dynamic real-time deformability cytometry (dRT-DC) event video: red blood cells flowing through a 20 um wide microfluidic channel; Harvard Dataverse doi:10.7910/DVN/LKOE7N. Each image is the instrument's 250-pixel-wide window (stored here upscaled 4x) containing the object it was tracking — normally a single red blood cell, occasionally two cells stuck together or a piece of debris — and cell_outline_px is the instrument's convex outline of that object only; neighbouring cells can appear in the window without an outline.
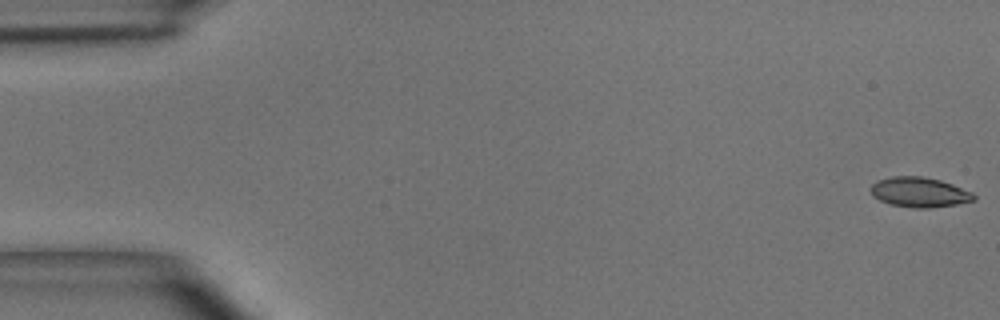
{"species": "common noctule bat (a hibernating species)", "species_latin": "Nyctalus noctula", "temperature_condition": "room temperature", "stored_images_in_passage": 8, "camera_frame_rate_fps": 3000, "um_per_image_px": 0.085, "animal": {"sex": "male", "body_mass_g": 15.6}, "frame": {"image": 1, "passage_image": 1, "time_ms": 0.0, "image_size_px": [1000, 320], "cell_outline_px": [[976, 200], [956, 204], [928, 208], [912, 208], [892, 204], [880, 200], [872, 196], [868, 188], [876, 180], [892, 176], [924, 176], [940, 180], [952, 184], [972, 192], [976, 196]], "centroid_in_image_um": [78.12, 16.33], "position_along_channel_um": 6.9, "area_um2": 18.15}}
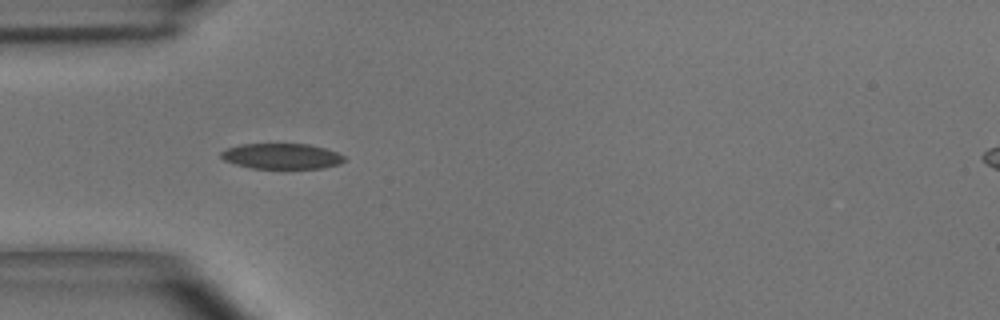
{"frame": {"image": 2, "passage_image": 5, "time_ms": 1.333, "image_size_px": [1000, 320], "cell_outline_px": [[348, 160], [340, 164], [324, 168], [252, 168], [236, 164], [224, 160], [220, 156], [220, 152], [228, 148], [240, 144], [308, 144], [324, 148], [336, 152], [344, 156]], "centroid_in_image_um": [23.97, 13.28], "position_along_channel_um": 61.0, "area_um2": 18.32}}
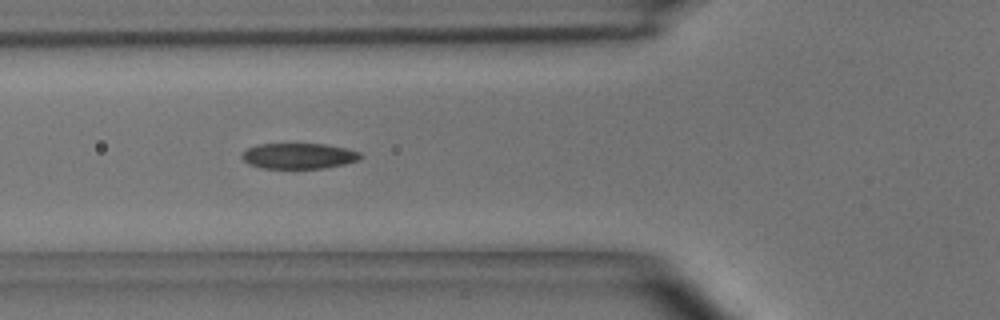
{"frame": {"image": 3, "passage_image": 6, "time_ms": 1.667, "image_size_px": [1000, 320], "cell_outline_px": [[364, 156], [360, 160], [344, 164], [324, 168], [264, 168], [248, 164], [240, 156], [248, 148], [256, 144], [324, 144], [344, 148], [360, 152]], "centroid_in_image_um": [25.41, 13.25], "position_along_channel_um": 100.4, "area_um2": 17.69}}